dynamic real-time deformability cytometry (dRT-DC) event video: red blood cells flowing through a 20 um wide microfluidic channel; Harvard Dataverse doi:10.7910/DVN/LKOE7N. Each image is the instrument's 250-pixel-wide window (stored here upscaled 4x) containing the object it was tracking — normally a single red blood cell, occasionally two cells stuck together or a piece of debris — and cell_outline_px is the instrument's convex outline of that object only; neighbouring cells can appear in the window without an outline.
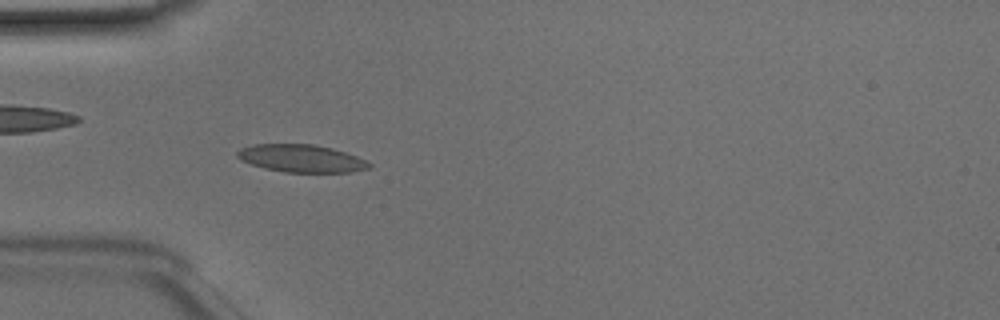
{"species": "Egyptian fruit bat (a non-hibernating species)", "species_latin": "Rousettus aegyptiacus", "temperature_condition": "room temperature", "stored_images_in_passage": 48, "camera_frame_rate_fps": 3000, "um_per_image_px": 0.085, "animal": {"sex": "male"}, "frame": {"image": 1, "passage_image": 14, "time_ms": 4.333, "image_size_px": [1000, 320], "cell_outline_px": [[372, 164], [368, 168], [348, 172], [284, 172], [264, 168], [240, 160], [236, 156], [236, 152], [240, 148], [252, 144], [312, 144], [332, 148], [356, 156]], "centroid_in_image_um": [25.55, 13.46], "position_along_channel_um": 59.4, "area_um2": 21.1}}
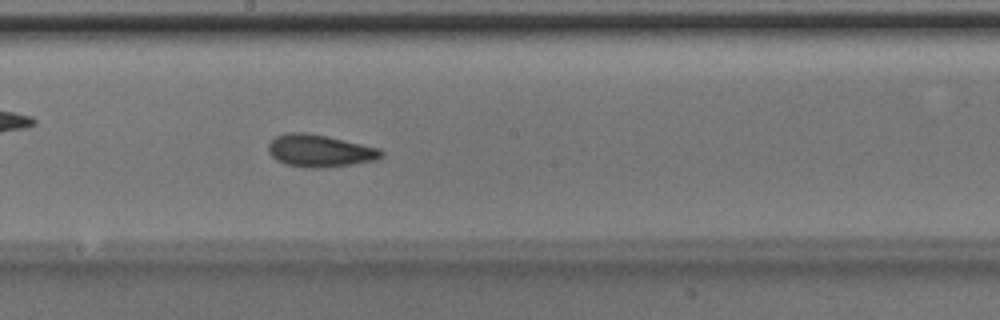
{"frame": {"image": 2, "passage_image": 26, "time_ms": 8.333, "image_size_px": [1000, 320], "cell_outline_px": [[384, 156], [376, 160], [352, 164], [320, 168], [312, 168], [284, 164], [276, 160], [268, 152], [268, 144], [276, 136], [284, 132], [304, 132], [328, 136], [380, 148], [384, 152]], "centroid_in_image_um": [27.18, 12.81], "position_along_channel_um": 221.0, "area_um2": 21.44}}
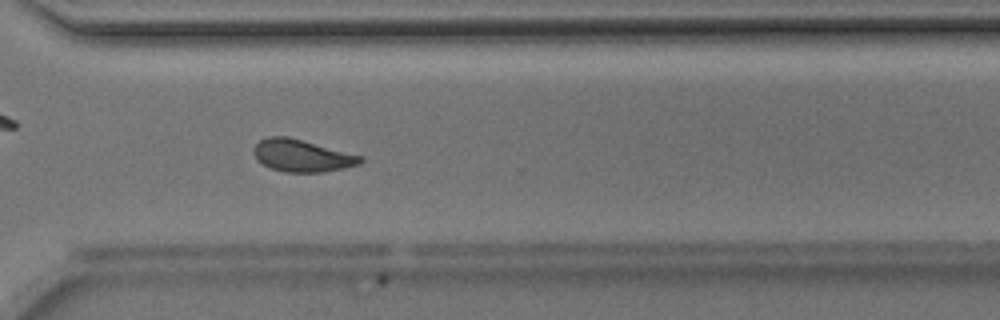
{"frame": {"image": 3, "passage_image": 35, "time_ms": 11.333, "image_size_px": [1000, 320], "cell_outline_px": [[364, 160], [360, 164], [344, 168], [324, 172], [284, 172], [272, 168], [256, 160], [252, 152], [252, 148], [260, 140], [268, 136], [288, 136], [364, 156]], "centroid_in_image_um": [25.67, 13.22], "position_along_channel_um": 344.9, "area_um2": 20.23}, "authors_computed_cell_mechanics": {"area_um2": 20.3167, "velocity_mm_per_s": 4.1386, "shape_relaxation_time_tau1_ms": 3.4059, "shape_relaxation_time_tau2_ms": 1.3537, "deformation_change_tau1": 0.1027, "deformation_change_tau2": 0.0558}}